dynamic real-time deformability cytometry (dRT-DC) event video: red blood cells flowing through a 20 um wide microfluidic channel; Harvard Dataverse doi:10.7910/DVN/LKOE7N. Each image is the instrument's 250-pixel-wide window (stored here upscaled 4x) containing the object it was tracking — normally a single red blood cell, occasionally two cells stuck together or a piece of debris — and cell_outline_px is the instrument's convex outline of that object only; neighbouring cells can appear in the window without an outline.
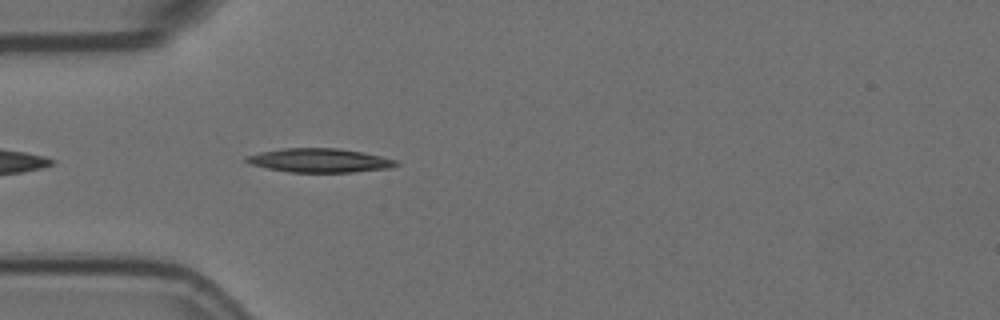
{"species": "Egyptian fruit bat (a non-hibernating species)", "species_latin": "Rousettus aegyptiacus", "temperature_condition": "room temperature", "stored_images_in_passage": 2, "camera_frame_rate_fps": 3000, "um_per_image_px": 0.085, "animal": {"sex": "female"}, "frame": {"image": 1, "passage_image": 2, "time_ms": 0.333, "image_size_px": [1000, 320], "cell_outline_px": [[400, 164], [388, 168], [352, 172], [288, 172], [268, 168], [252, 164], [244, 160], [244, 156], [260, 152], [284, 148], [340, 148], [364, 152], [396, 160]], "centroid_in_image_um": [27.16, 13.63], "position_along_channel_um": 57.8, "area_um2": 20.81}}